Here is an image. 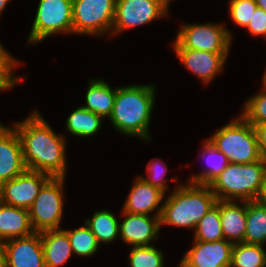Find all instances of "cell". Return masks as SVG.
I'll return each mask as SVG.
<instances>
[{
	"label": "cell",
	"mask_w": 266,
	"mask_h": 267,
	"mask_svg": "<svg viewBox=\"0 0 266 267\" xmlns=\"http://www.w3.org/2000/svg\"><path fill=\"white\" fill-rule=\"evenodd\" d=\"M14 128L22 144L26 169L51 177L66 176V139L58 136L37 110L16 122Z\"/></svg>",
	"instance_id": "6da1fadb"
},
{
	"label": "cell",
	"mask_w": 266,
	"mask_h": 267,
	"mask_svg": "<svg viewBox=\"0 0 266 267\" xmlns=\"http://www.w3.org/2000/svg\"><path fill=\"white\" fill-rule=\"evenodd\" d=\"M156 87L149 85H126L117 87L114 106L109 120L118 132L143 140H150L149 126Z\"/></svg>",
	"instance_id": "7a4b0ae2"
},
{
	"label": "cell",
	"mask_w": 266,
	"mask_h": 267,
	"mask_svg": "<svg viewBox=\"0 0 266 267\" xmlns=\"http://www.w3.org/2000/svg\"><path fill=\"white\" fill-rule=\"evenodd\" d=\"M209 185L180 184L163 202L160 223L196 229L198 222L216 204Z\"/></svg>",
	"instance_id": "3957f363"
},
{
	"label": "cell",
	"mask_w": 266,
	"mask_h": 267,
	"mask_svg": "<svg viewBox=\"0 0 266 267\" xmlns=\"http://www.w3.org/2000/svg\"><path fill=\"white\" fill-rule=\"evenodd\" d=\"M266 178V161L229 163L209 186L217 200H256Z\"/></svg>",
	"instance_id": "277c9868"
},
{
	"label": "cell",
	"mask_w": 266,
	"mask_h": 267,
	"mask_svg": "<svg viewBox=\"0 0 266 267\" xmlns=\"http://www.w3.org/2000/svg\"><path fill=\"white\" fill-rule=\"evenodd\" d=\"M209 139L229 163L246 164L262 159L255 128L242 116L217 129Z\"/></svg>",
	"instance_id": "5b68a950"
},
{
	"label": "cell",
	"mask_w": 266,
	"mask_h": 267,
	"mask_svg": "<svg viewBox=\"0 0 266 267\" xmlns=\"http://www.w3.org/2000/svg\"><path fill=\"white\" fill-rule=\"evenodd\" d=\"M65 177H51L40 189L31 207L28 209L35 232L61 229L63 215V190Z\"/></svg>",
	"instance_id": "8992f818"
},
{
	"label": "cell",
	"mask_w": 266,
	"mask_h": 267,
	"mask_svg": "<svg viewBox=\"0 0 266 267\" xmlns=\"http://www.w3.org/2000/svg\"><path fill=\"white\" fill-rule=\"evenodd\" d=\"M73 0H39L28 44L41 43L53 34H73Z\"/></svg>",
	"instance_id": "52a82bcc"
},
{
	"label": "cell",
	"mask_w": 266,
	"mask_h": 267,
	"mask_svg": "<svg viewBox=\"0 0 266 267\" xmlns=\"http://www.w3.org/2000/svg\"><path fill=\"white\" fill-rule=\"evenodd\" d=\"M223 23L184 24L180 27L173 49H194L211 53H229L232 36Z\"/></svg>",
	"instance_id": "ba28073f"
},
{
	"label": "cell",
	"mask_w": 266,
	"mask_h": 267,
	"mask_svg": "<svg viewBox=\"0 0 266 267\" xmlns=\"http://www.w3.org/2000/svg\"><path fill=\"white\" fill-rule=\"evenodd\" d=\"M116 0H73V34L103 35L112 31Z\"/></svg>",
	"instance_id": "9c48e42d"
},
{
	"label": "cell",
	"mask_w": 266,
	"mask_h": 267,
	"mask_svg": "<svg viewBox=\"0 0 266 267\" xmlns=\"http://www.w3.org/2000/svg\"><path fill=\"white\" fill-rule=\"evenodd\" d=\"M167 0H116L113 34L168 16Z\"/></svg>",
	"instance_id": "30bf717a"
},
{
	"label": "cell",
	"mask_w": 266,
	"mask_h": 267,
	"mask_svg": "<svg viewBox=\"0 0 266 267\" xmlns=\"http://www.w3.org/2000/svg\"><path fill=\"white\" fill-rule=\"evenodd\" d=\"M51 178L49 174L26 169L0 185V201L7 205L29 209L40 189Z\"/></svg>",
	"instance_id": "8fae6325"
},
{
	"label": "cell",
	"mask_w": 266,
	"mask_h": 267,
	"mask_svg": "<svg viewBox=\"0 0 266 267\" xmlns=\"http://www.w3.org/2000/svg\"><path fill=\"white\" fill-rule=\"evenodd\" d=\"M233 244L220 241H193L182 257L179 267H230Z\"/></svg>",
	"instance_id": "7c38bea8"
},
{
	"label": "cell",
	"mask_w": 266,
	"mask_h": 267,
	"mask_svg": "<svg viewBox=\"0 0 266 267\" xmlns=\"http://www.w3.org/2000/svg\"><path fill=\"white\" fill-rule=\"evenodd\" d=\"M6 267H46L40 233L3 242Z\"/></svg>",
	"instance_id": "4fadbf2b"
},
{
	"label": "cell",
	"mask_w": 266,
	"mask_h": 267,
	"mask_svg": "<svg viewBox=\"0 0 266 267\" xmlns=\"http://www.w3.org/2000/svg\"><path fill=\"white\" fill-rule=\"evenodd\" d=\"M124 220L119 222V237L132 246H150L158 238L160 216L131 214L122 211Z\"/></svg>",
	"instance_id": "5bb4252c"
},
{
	"label": "cell",
	"mask_w": 266,
	"mask_h": 267,
	"mask_svg": "<svg viewBox=\"0 0 266 267\" xmlns=\"http://www.w3.org/2000/svg\"><path fill=\"white\" fill-rule=\"evenodd\" d=\"M26 170L22 144L15 128L0 123V185Z\"/></svg>",
	"instance_id": "9a60e30c"
},
{
	"label": "cell",
	"mask_w": 266,
	"mask_h": 267,
	"mask_svg": "<svg viewBox=\"0 0 266 267\" xmlns=\"http://www.w3.org/2000/svg\"><path fill=\"white\" fill-rule=\"evenodd\" d=\"M174 52L182 65L205 84H210L211 80L222 72L229 55V53H211L194 49H174Z\"/></svg>",
	"instance_id": "2e32d148"
},
{
	"label": "cell",
	"mask_w": 266,
	"mask_h": 267,
	"mask_svg": "<svg viewBox=\"0 0 266 267\" xmlns=\"http://www.w3.org/2000/svg\"><path fill=\"white\" fill-rule=\"evenodd\" d=\"M129 194L124 202L123 211L131 214L149 215L156 212V216H161L165 192L152 186L141 176L133 182ZM161 204V205H160Z\"/></svg>",
	"instance_id": "e0dca14e"
},
{
	"label": "cell",
	"mask_w": 266,
	"mask_h": 267,
	"mask_svg": "<svg viewBox=\"0 0 266 267\" xmlns=\"http://www.w3.org/2000/svg\"><path fill=\"white\" fill-rule=\"evenodd\" d=\"M28 209L0 201V242L34 233Z\"/></svg>",
	"instance_id": "ac0fdd59"
},
{
	"label": "cell",
	"mask_w": 266,
	"mask_h": 267,
	"mask_svg": "<svg viewBox=\"0 0 266 267\" xmlns=\"http://www.w3.org/2000/svg\"><path fill=\"white\" fill-rule=\"evenodd\" d=\"M242 205L232 200H220L221 228L224 239L232 244L244 241L246 229V201Z\"/></svg>",
	"instance_id": "d6986e66"
},
{
	"label": "cell",
	"mask_w": 266,
	"mask_h": 267,
	"mask_svg": "<svg viewBox=\"0 0 266 267\" xmlns=\"http://www.w3.org/2000/svg\"><path fill=\"white\" fill-rule=\"evenodd\" d=\"M40 237L46 267H59L70 259L73 252L63 228L40 232Z\"/></svg>",
	"instance_id": "ffe728a7"
},
{
	"label": "cell",
	"mask_w": 266,
	"mask_h": 267,
	"mask_svg": "<svg viewBox=\"0 0 266 267\" xmlns=\"http://www.w3.org/2000/svg\"><path fill=\"white\" fill-rule=\"evenodd\" d=\"M117 88L113 89L102 79H91L86 92L85 109L101 116L103 119L111 116Z\"/></svg>",
	"instance_id": "44dd1931"
},
{
	"label": "cell",
	"mask_w": 266,
	"mask_h": 267,
	"mask_svg": "<svg viewBox=\"0 0 266 267\" xmlns=\"http://www.w3.org/2000/svg\"><path fill=\"white\" fill-rule=\"evenodd\" d=\"M244 243L263 245L266 242V206L257 200L246 201Z\"/></svg>",
	"instance_id": "7402d4cb"
},
{
	"label": "cell",
	"mask_w": 266,
	"mask_h": 267,
	"mask_svg": "<svg viewBox=\"0 0 266 267\" xmlns=\"http://www.w3.org/2000/svg\"><path fill=\"white\" fill-rule=\"evenodd\" d=\"M203 144L202 152L207 159L208 168L201 173H194L192 177L189 178V183L209 185L221 174L222 171L225 170L229 164L228 158L223 152L217 149L209 138Z\"/></svg>",
	"instance_id": "603a6c76"
},
{
	"label": "cell",
	"mask_w": 266,
	"mask_h": 267,
	"mask_svg": "<svg viewBox=\"0 0 266 267\" xmlns=\"http://www.w3.org/2000/svg\"><path fill=\"white\" fill-rule=\"evenodd\" d=\"M102 117L80 106L76 108L66 120V129L72 135L90 137L99 132Z\"/></svg>",
	"instance_id": "cb8c5ba5"
},
{
	"label": "cell",
	"mask_w": 266,
	"mask_h": 267,
	"mask_svg": "<svg viewBox=\"0 0 266 267\" xmlns=\"http://www.w3.org/2000/svg\"><path fill=\"white\" fill-rule=\"evenodd\" d=\"M86 225L95 235L98 244L111 243L119 236V222L108 210L95 211L92 218L85 220Z\"/></svg>",
	"instance_id": "d4e9b609"
},
{
	"label": "cell",
	"mask_w": 266,
	"mask_h": 267,
	"mask_svg": "<svg viewBox=\"0 0 266 267\" xmlns=\"http://www.w3.org/2000/svg\"><path fill=\"white\" fill-rule=\"evenodd\" d=\"M263 245L233 244L230 267H266V251Z\"/></svg>",
	"instance_id": "484cf974"
},
{
	"label": "cell",
	"mask_w": 266,
	"mask_h": 267,
	"mask_svg": "<svg viewBox=\"0 0 266 267\" xmlns=\"http://www.w3.org/2000/svg\"><path fill=\"white\" fill-rule=\"evenodd\" d=\"M194 235L196 241H220L224 239L221 228L220 200H217L215 206L198 222Z\"/></svg>",
	"instance_id": "4316f807"
},
{
	"label": "cell",
	"mask_w": 266,
	"mask_h": 267,
	"mask_svg": "<svg viewBox=\"0 0 266 267\" xmlns=\"http://www.w3.org/2000/svg\"><path fill=\"white\" fill-rule=\"evenodd\" d=\"M70 239L72 252L79 256H92L99 248L95 235L90 228L84 224L79 228L65 230Z\"/></svg>",
	"instance_id": "83f0119b"
},
{
	"label": "cell",
	"mask_w": 266,
	"mask_h": 267,
	"mask_svg": "<svg viewBox=\"0 0 266 267\" xmlns=\"http://www.w3.org/2000/svg\"><path fill=\"white\" fill-rule=\"evenodd\" d=\"M128 259L131 267H164L163 253L154 245L133 246Z\"/></svg>",
	"instance_id": "f1b7e54d"
},
{
	"label": "cell",
	"mask_w": 266,
	"mask_h": 267,
	"mask_svg": "<svg viewBox=\"0 0 266 267\" xmlns=\"http://www.w3.org/2000/svg\"><path fill=\"white\" fill-rule=\"evenodd\" d=\"M262 81L263 90L244 103L241 113V116L253 126L266 122V80L263 78Z\"/></svg>",
	"instance_id": "f546056e"
},
{
	"label": "cell",
	"mask_w": 266,
	"mask_h": 267,
	"mask_svg": "<svg viewBox=\"0 0 266 267\" xmlns=\"http://www.w3.org/2000/svg\"><path fill=\"white\" fill-rule=\"evenodd\" d=\"M19 63L0 43V90H8L20 82L21 78L13 71Z\"/></svg>",
	"instance_id": "4dcf8cb0"
},
{
	"label": "cell",
	"mask_w": 266,
	"mask_h": 267,
	"mask_svg": "<svg viewBox=\"0 0 266 267\" xmlns=\"http://www.w3.org/2000/svg\"><path fill=\"white\" fill-rule=\"evenodd\" d=\"M257 7L254 0H230V17L236 25L245 28Z\"/></svg>",
	"instance_id": "1f68e13d"
},
{
	"label": "cell",
	"mask_w": 266,
	"mask_h": 267,
	"mask_svg": "<svg viewBox=\"0 0 266 267\" xmlns=\"http://www.w3.org/2000/svg\"><path fill=\"white\" fill-rule=\"evenodd\" d=\"M163 164L164 163L162 161L159 162L157 158L153 159V161L151 160L147 165L148 176L147 178L142 177V179L166 193L168 185L165 183L166 179L164 177L166 176L167 167Z\"/></svg>",
	"instance_id": "d6a6232c"
},
{
	"label": "cell",
	"mask_w": 266,
	"mask_h": 267,
	"mask_svg": "<svg viewBox=\"0 0 266 267\" xmlns=\"http://www.w3.org/2000/svg\"><path fill=\"white\" fill-rule=\"evenodd\" d=\"M251 36H264L266 39V11L257 7L248 25L245 27Z\"/></svg>",
	"instance_id": "836d02e7"
},
{
	"label": "cell",
	"mask_w": 266,
	"mask_h": 267,
	"mask_svg": "<svg viewBox=\"0 0 266 267\" xmlns=\"http://www.w3.org/2000/svg\"><path fill=\"white\" fill-rule=\"evenodd\" d=\"M254 128L257 134L258 148L261 158L266 161V122L254 125Z\"/></svg>",
	"instance_id": "e575fe53"
},
{
	"label": "cell",
	"mask_w": 266,
	"mask_h": 267,
	"mask_svg": "<svg viewBox=\"0 0 266 267\" xmlns=\"http://www.w3.org/2000/svg\"><path fill=\"white\" fill-rule=\"evenodd\" d=\"M260 204L266 206V178L264 180V183L261 187L260 193L256 199Z\"/></svg>",
	"instance_id": "d590c367"
},
{
	"label": "cell",
	"mask_w": 266,
	"mask_h": 267,
	"mask_svg": "<svg viewBox=\"0 0 266 267\" xmlns=\"http://www.w3.org/2000/svg\"><path fill=\"white\" fill-rule=\"evenodd\" d=\"M0 267H6V256L2 242H0Z\"/></svg>",
	"instance_id": "8d00e7d4"
},
{
	"label": "cell",
	"mask_w": 266,
	"mask_h": 267,
	"mask_svg": "<svg viewBox=\"0 0 266 267\" xmlns=\"http://www.w3.org/2000/svg\"><path fill=\"white\" fill-rule=\"evenodd\" d=\"M259 8H262L266 11V0H254Z\"/></svg>",
	"instance_id": "74e56055"
},
{
	"label": "cell",
	"mask_w": 266,
	"mask_h": 267,
	"mask_svg": "<svg viewBox=\"0 0 266 267\" xmlns=\"http://www.w3.org/2000/svg\"><path fill=\"white\" fill-rule=\"evenodd\" d=\"M10 0H0V16L2 11H4L6 5L8 4Z\"/></svg>",
	"instance_id": "f35d334b"
},
{
	"label": "cell",
	"mask_w": 266,
	"mask_h": 267,
	"mask_svg": "<svg viewBox=\"0 0 266 267\" xmlns=\"http://www.w3.org/2000/svg\"><path fill=\"white\" fill-rule=\"evenodd\" d=\"M263 75H264L263 78L266 80V71H265V73Z\"/></svg>",
	"instance_id": "ab89813d"
}]
</instances>
